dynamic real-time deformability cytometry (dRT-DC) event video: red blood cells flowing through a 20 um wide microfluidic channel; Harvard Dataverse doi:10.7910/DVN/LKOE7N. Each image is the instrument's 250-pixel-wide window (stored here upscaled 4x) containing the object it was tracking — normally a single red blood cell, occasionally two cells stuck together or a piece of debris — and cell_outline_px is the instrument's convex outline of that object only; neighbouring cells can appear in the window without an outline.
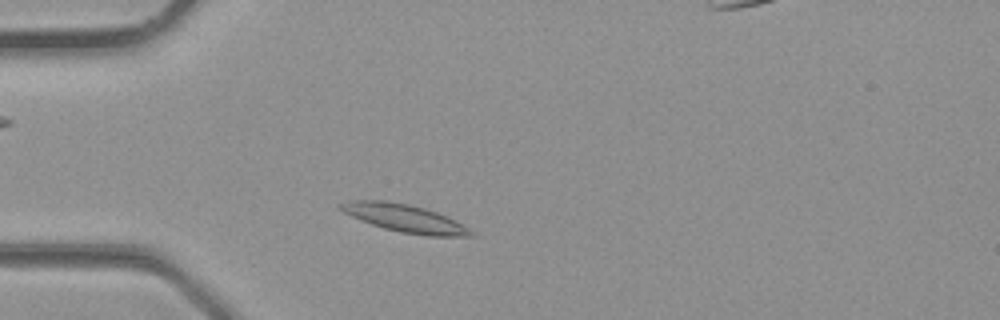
{"species": "common noctule bat (a hibernating species)", "species_latin": "Nyctalus noctula", "temperature_condition": "room temperature", "stored_images_in_passage": 30, "camera_frame_rate_fps": 3000, "um_per_image_px": 0.085, "animal": {"sex": "male", "body_mass_g": 23.1, "forearm_length_mm": 52.7}, "frame": {"image": 1, "passage_image": 4, "time_ms": 1.0, "image_size_px": [1000, 320], "cell_outline_px": [[476, 236], [428, 236], [400, 232], [384, 228], [372, 224], [352, 216], [336, 208], [336, 204], [348, 200], [388, 200], [408, 204], [424, 208], [436, 212], [476, 232]], "centroid_in_image_um": [34.34, 18.54], "position_along_channel_um": 50.7, "area_um2": 20.98}}
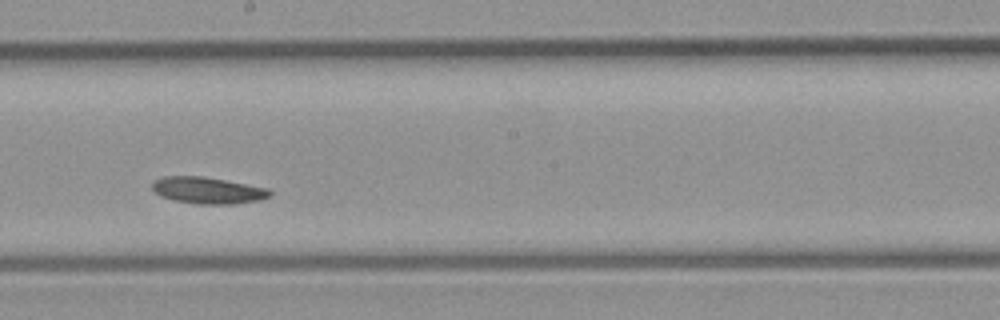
{"frame": {"image": 2, "passage_image": 14, "time_ms": 4.333, "image_size_px": [1000, 320], "cell_outline_px": [[272, 192], [268, 196], [260, 200], [236, 204], [196, 204], [172, 200], [160, 196], [152, 188], [152, 180], [164, 176], [204, 176], [268, 188]], "centroid_in_image_um": [17.63, 16.18], "position_along_channel_um": 230.6, "area_um2": 18.38}}
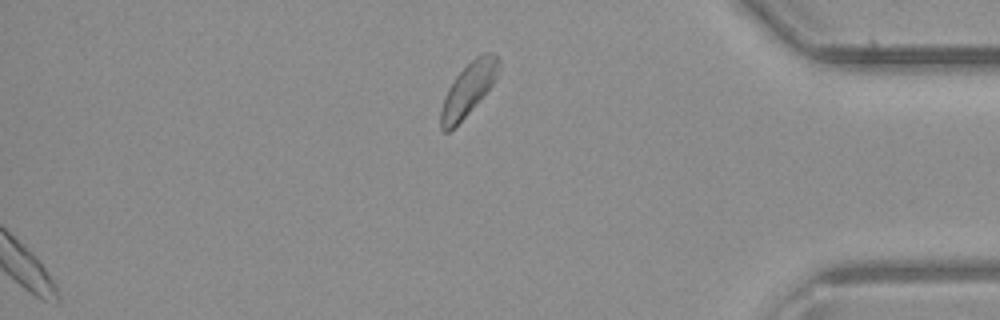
{"frame": {"image": 3, "passage_image": 30, "time_ms": 9.667, "image_size_px": [1000, 320], "cell_outline_px": [[500, 64], [496, 80], [468, 112], [448, 132], [444, 132], [440, 128], [440, 108], [444, 96], [448, 88], [456, 76], [476, 56], [484, 52], [492, 52], [500, 60]], "centroid_in_image_um": [39.8, 7.56], "position_along_channel_um": 395.4, "area_um2": 17.46}}